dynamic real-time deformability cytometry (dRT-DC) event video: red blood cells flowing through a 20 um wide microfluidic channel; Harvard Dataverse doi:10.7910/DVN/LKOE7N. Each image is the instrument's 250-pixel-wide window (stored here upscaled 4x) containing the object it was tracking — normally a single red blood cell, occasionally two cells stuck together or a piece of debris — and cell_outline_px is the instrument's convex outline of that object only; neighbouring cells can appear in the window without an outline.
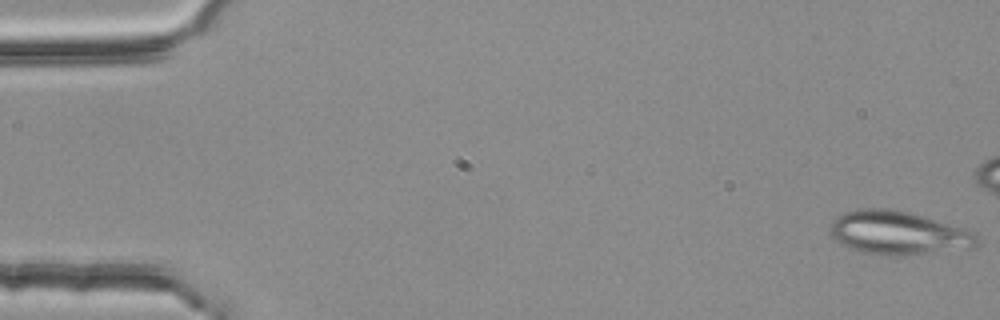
{"species": "common noctule bat (a hibernating species)", "species_latin": "Nyctalus noctula", "temperature_condition": "room temperature", "stored_images_in_passage": 4, "camera_frame_rate_fps": 3000, "um_per_image_px": 0.085, "animal": {"sex": "female", "body_mass_g": 25.1}, "frame": {"image": 1, "passage_image": 1, "time_ms": 0.0, "image_size_px": [1000, 320], "cell_outline_px": [[980, 244], [972, 248], [884, 256], [864, 252], [852, 248], [836, 240], [828, 232], [828, 228], [844, 212], [856, 208], [892, 208], [924, 216], [972, 232], [980, 236]], "centroid_in_image_um": [76.34, 19.78], "position_along_channel_um": 8.7, "area_um2": 36.7}}